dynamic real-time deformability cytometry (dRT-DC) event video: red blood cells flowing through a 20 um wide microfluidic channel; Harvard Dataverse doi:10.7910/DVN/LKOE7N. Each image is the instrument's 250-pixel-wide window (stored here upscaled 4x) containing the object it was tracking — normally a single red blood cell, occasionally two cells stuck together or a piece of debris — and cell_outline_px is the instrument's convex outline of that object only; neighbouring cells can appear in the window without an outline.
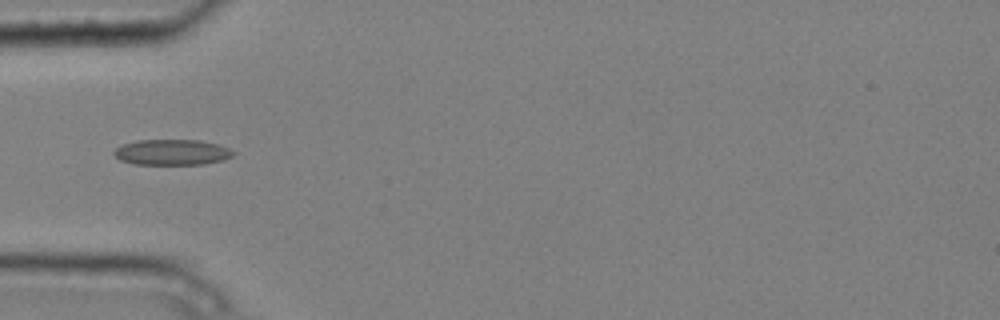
{"species": "common noctule bat (a hibernating species)", "species_latin": "Nyctalus noctula", "temperature_condition": "cold", "stored_images_in_passage": 2, "camera_frame_rate_fps": 3000, "um_per_image_px": 0.085, "animal": {"sex": "male", "body_mass_g": 20.4}, "frame": {"image": 1, "passage_image": 2, "time_ms": 0.333, "image_size_px": [1000, 320], "cell_outline_px": [[236, 152], [232, 156], [224, 160], [204, 164], [132, 164], [120, 160], [112, 152], [120, 144], [136, 140], [200, 140], [216, 144], [228, 148]], "centroid_in_image_um": [14.59, 12.94], "position_along_channel_um": 70.4, "area_um2": 17.92}}